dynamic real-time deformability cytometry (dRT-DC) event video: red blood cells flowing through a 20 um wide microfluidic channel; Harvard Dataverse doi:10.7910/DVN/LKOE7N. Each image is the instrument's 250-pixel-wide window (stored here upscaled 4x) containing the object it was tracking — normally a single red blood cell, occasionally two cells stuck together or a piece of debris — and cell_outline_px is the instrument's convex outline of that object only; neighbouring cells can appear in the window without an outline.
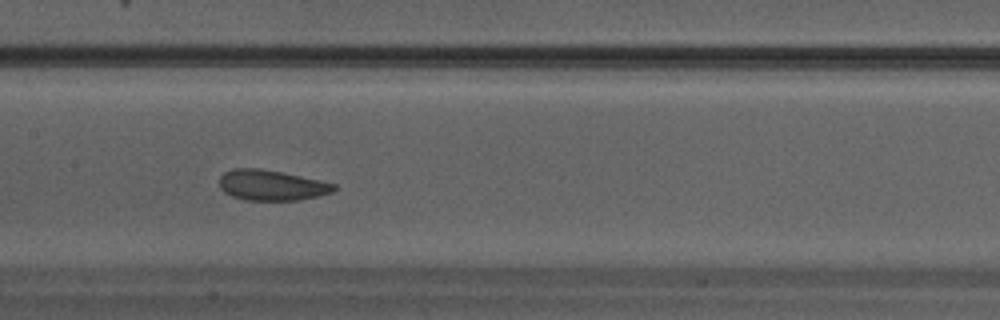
{"species": "Egyptian fruit bat (a non-hibernating species)", "species_latin": "Rousettus aegyptiacus", "temperature_condition": "warm", "stored_images_in_passage": 31, "camera_frame_rate_fps": 3000, "um_per_image_px": 0.085, "animal": {"sex": "male"}, "frame": {"image": 1, "passage_image": 14, "time_ms": 4.333, "image_size_px": [1000, 320], "cell_outline_px": [[336, 188], [332, 192], [320, 196], [300, 200], [244, 200], [232, 196], [224, 192], [220, 188], [220, 176], [224, 172], [232, 168], [256, 168], [280, 172], [320, 180], [336, 184]], "centroid_in_image_um": [23.07, 15.75], "position_along_channel_um": 184.3, "area_um2": 20.35}}